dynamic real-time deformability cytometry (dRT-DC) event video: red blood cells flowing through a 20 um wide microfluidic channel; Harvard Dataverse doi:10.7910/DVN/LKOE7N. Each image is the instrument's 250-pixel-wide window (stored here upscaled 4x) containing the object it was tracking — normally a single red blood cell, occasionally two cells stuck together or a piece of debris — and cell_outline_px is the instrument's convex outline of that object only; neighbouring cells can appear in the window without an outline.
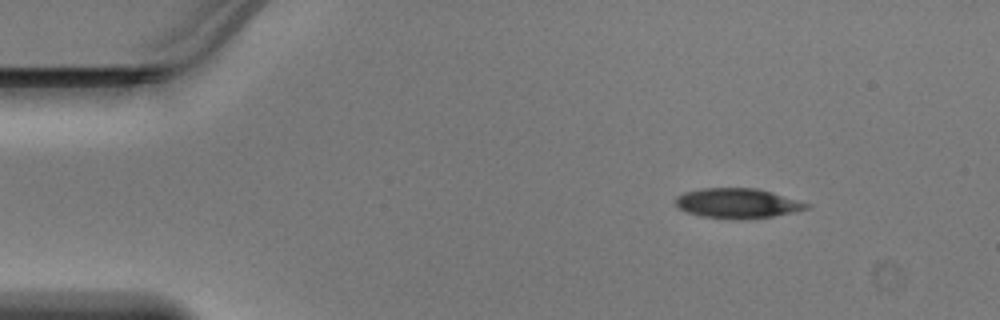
{"species": "Egyptian fruit bat (a non-hibernating species)", "species_latin": "Rousettus aegyptiacus", "temperature_condition": "warm", "stored_images_in_passage": 41, "camera_frame_rate_fps": 3000, "um_per_image_px": 0.085, "animal": {"sex": "male"}, "frame": {"image": 1, "passage_image": 1, "time_ms": 0.0, "image_size_px": [1000, 320], "cell_outline_px": [[812, 204], [808, 208], [792, 212], [772, 216], [744, 220], [732, 220], [700, 216], [688, 212], [680, 208], [676, 204], [676, 196], [684, 192], [700, 188], [756, 188], [772, 192]], "centroid_in_image_um": [62.68, 17.28], "position_along_channel_um": 22.3, "area_um2": 22.95}}
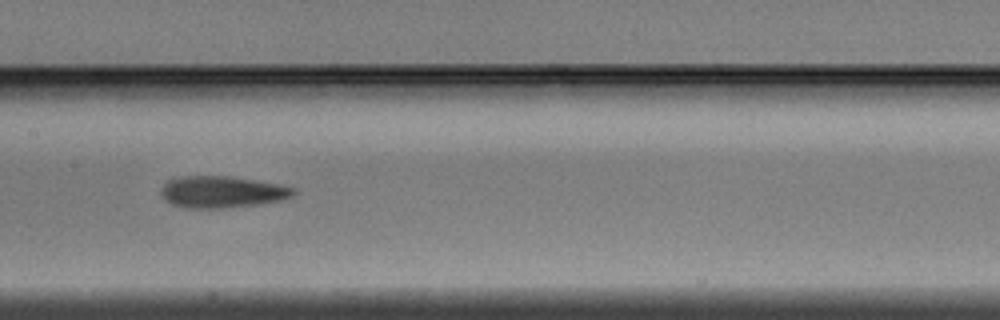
{"frame": {"image": 2, "passage_image": 18, "time_ms": 5.667, "image_size_px": [1000, 320], "cell_outline_px": [[296, 192], [292, 196], [280, 200], [260, 204], [224, 208], [192, 208], [172, 204], [160, 192], [160, 188], [168, 180], [180, 176], [228, 176], [280, 184], [296, 188]], "centroid_in_image_um": [18.9, 16.3], "position_along_channel_um": 188.5, "area_um2": 24.33}}
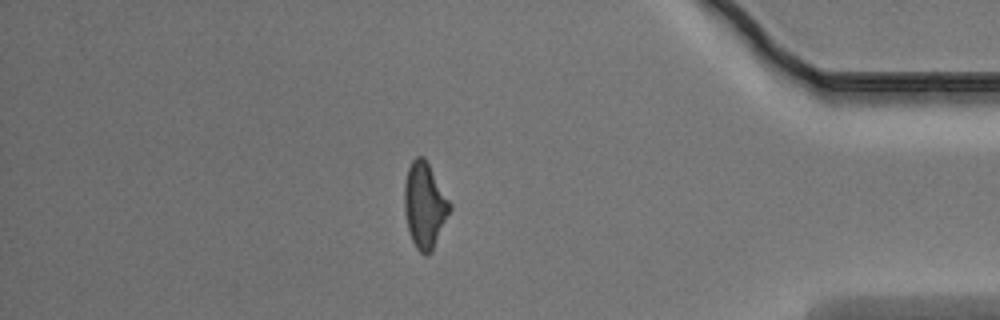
{"frame": {"image": 3, "passage_image": 35, "time_ms": 11.333, "image_size_px": [1000, 320], "cell_outline_px": [[452, 208], [432, 252], [428, 256], [424, 256], [416, 248], [412, 240], [408, 228], [404, 212], [404, 184], [408, 168], [412, 160], [416, 156], [424, 156], [452, 204]], "centroid_in_image_um": [36.1, 17.46], "position_along_channel_um": 399.1, "area_um2": 22.89}}